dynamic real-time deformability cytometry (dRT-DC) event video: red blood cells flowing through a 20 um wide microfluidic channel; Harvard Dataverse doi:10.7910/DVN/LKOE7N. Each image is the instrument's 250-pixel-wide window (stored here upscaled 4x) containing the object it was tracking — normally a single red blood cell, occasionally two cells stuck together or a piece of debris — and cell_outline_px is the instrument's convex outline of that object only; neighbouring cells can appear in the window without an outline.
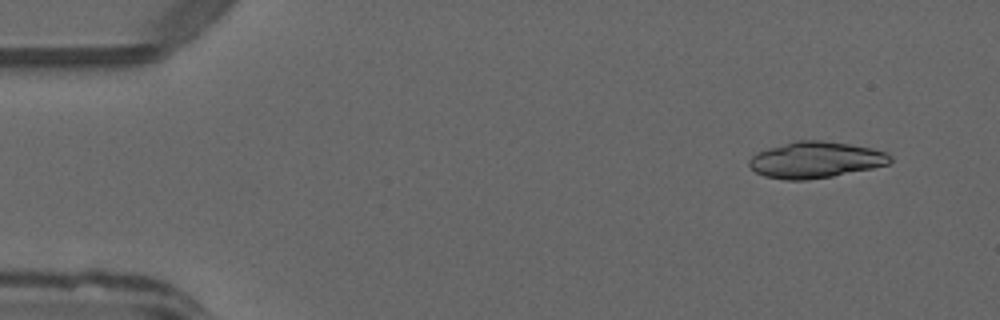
{"species": "common noctule bat (a hibernating species)", "species_latin": "Nyctalus noctula", "temperature_condition": "warm", "stored_images_in_passage": 22, "camera_frame_rate_fps": 3000, "um_per_image_px": 0.085, "animal": {"sex": "male", "forearm_length_mm": 52.5}, "frame": {"image": 1, "passage_image": 4, "time_ms": 1.0, "image_size_px": [1000, 320], "cell_outline_px": [[892, 160], [888, 164], [872, 168], [832, 176], [804, 180], [784, 180], [764, 176], [756, 172], [748, 164], [748, 160], [756, 152], [768, 148], [796, 140], [820, 140], [848, 144], [872, 148], [884, 152], [892, 156]], "centroid_in_image_um": [69.29, 13.59], "position_along_channel_um": 15.7, "area_um2": 29.71}}